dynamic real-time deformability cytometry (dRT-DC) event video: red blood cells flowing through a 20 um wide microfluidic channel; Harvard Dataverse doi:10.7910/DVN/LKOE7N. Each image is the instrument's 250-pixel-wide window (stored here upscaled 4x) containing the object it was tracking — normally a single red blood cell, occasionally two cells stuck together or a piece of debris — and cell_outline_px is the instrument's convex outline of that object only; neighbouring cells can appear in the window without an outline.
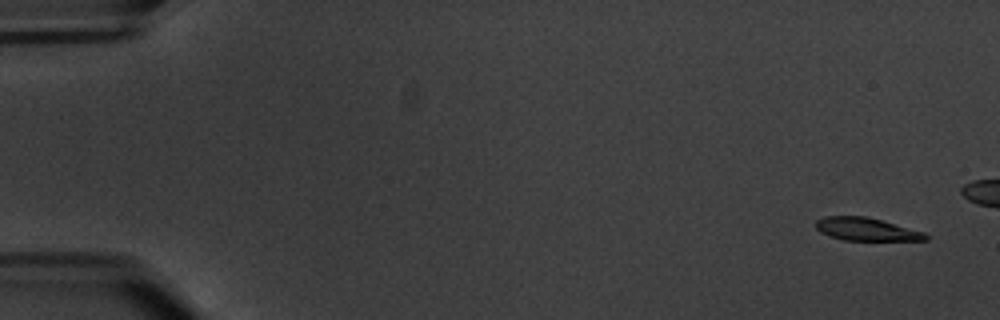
{"species": "common noctule bat (a hibernating species)", "species_latin": "Nyctalus noctula", "temperature_condition": "warm", "stored_images_in_passage": 10, "camera_frame_rate_fps": 3000, "um_per_image_px": 0.085, "animal": {"sex": "male", "body_mass_g": 20.1, "forearm_length_mm": 53.5}, "frame": {"image": 1, "passage_image": 1, "time_ms": 0.0, "image_size_px": [1000, 320], "cell_outline_px": [[928, 240], [844, 240], [820, 232], [816, 228], [816, 220], [824, 216], [864, 216], [880, 220], [924, 232], [928, 236]], "centroid_in_image_um": [73.61, 19.48], "position_along_channel_um": 11.4, "area_um2": 14.39}}